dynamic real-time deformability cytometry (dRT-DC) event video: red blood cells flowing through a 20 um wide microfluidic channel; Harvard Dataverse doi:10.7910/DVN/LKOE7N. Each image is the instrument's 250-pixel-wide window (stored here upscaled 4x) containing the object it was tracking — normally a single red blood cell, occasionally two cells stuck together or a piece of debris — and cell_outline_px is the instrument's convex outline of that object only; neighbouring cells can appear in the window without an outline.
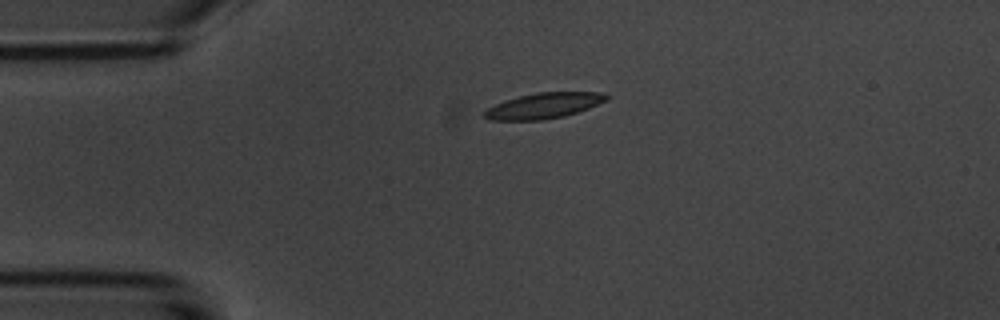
{"species": "common noctule bat (a hibernating species)", "species_latin": "Nyctalus noctula", "temperature_condition": "room temperature", "stored_images_in_passage": 3, "camera_frame_rate_fps": 3000, "um_per_image_px": 0.085, "animal": {"sex": "male", "body_mass_g": 20.1, "forearm_length_mm": 53.5}, "frame": {"image": 1, "passage_image": 1, "time_ms": 0.0, "image_size_px": [1000, 320], "cell_outline_px": [[608, 100], [588, 108], [564, 116], [544, 120], [488, 120], [480, 116], [480, 112], [496, 104], [520, 96], [536, 92], [600, 92], [608, 96]], "centroid_in_image_um": [46.17, 8.99], "position_along_channel_um": 38.8, "area_um2": 18.21}}